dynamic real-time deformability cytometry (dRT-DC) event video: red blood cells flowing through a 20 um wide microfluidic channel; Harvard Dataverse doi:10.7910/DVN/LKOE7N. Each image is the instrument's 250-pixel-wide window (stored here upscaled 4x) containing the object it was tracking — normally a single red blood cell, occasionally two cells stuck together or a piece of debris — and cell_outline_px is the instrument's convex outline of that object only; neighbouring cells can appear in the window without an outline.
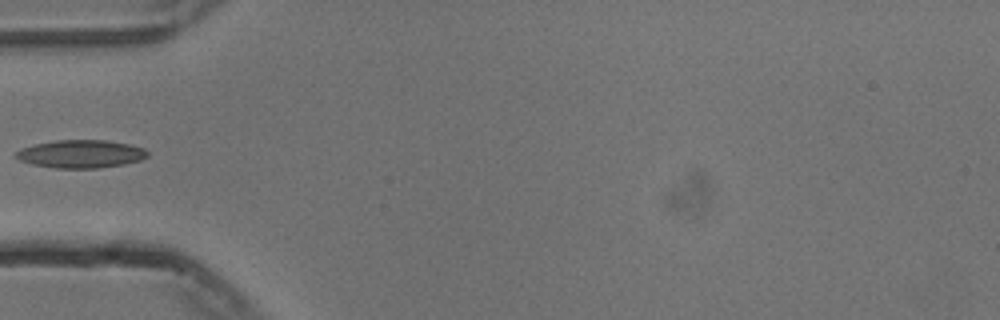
{"species": "common noctule bat (a hibernating species)", "species_latin": "Nyctalus noctula", "temperature_condition": "cold", "stored_images_in_passage": 35, "camera_frame_rate_fps": 3000, "um_per_image_px": 0.085, "animal": {"sex": "male", "body_mass_g": 13.3}, "frame": {"image": 1, "passage_image": 1, "time_ms": 0.0, "image_size_px": [1000, 320], "cell_outline_px": [[148, 156], [140, 160], [124, 164], [100, 168], [56, 168], [32, 164], [20, 160], [12, 156], [20, 148], [36, 144], [56, 140], [104, 140], [128, 144], [144, 148], [148, 152]], "centroid_in_image_um": [6.85, 13.09], "position_along_channel_um": 78.1, "area_um2": 21.44}}